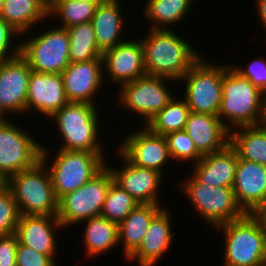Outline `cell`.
Returning a JSON list of instances; mask_svg holds the SVG:
<instances>
[{
	"label": "cell",
	"instance_id": "cell-1",
	"mask_svg": "<svg viewBox=\"0 0 266 266\" xmlns=\"http://www.w3.org/2000/svg\"><path fill=\"white\" fill-rule=\"evenodd\" d=\"M146 74L181 82L202 57L187 40L173 29H150L141 39Z\"/></svg>",
	"mask_w": 266,
	"mask_h": 266
},
{
	"label": "cell",
	"instance_id": "cell-2",
	"mask_svg": "<svg viewBox=\"0 0 266 266\" xmlns=\"http://www.w3.org/2000/svg\"><path fill=\"white\" fill-rule=\"evenodd\" d=\"M264 103L263 92L232 65L222 66V100L218 117L230 132L263 124Z\"/></svg>",
	"mask_w": 266,
	"mask_h": 266
},
{
	"label": "cell",
	"instance_id": "cell-3",
	"mask_svg": "<svg viewBox=\"0 0 266 266\" xmlns=\"http://www.w3.org/2000/svg\"><path fill=\"white\" fill-rule=\"evenodd\" d=\"M224 234L223 266H266V232L254 214L215 227Z\"/></svg>",
	"mask_w": 266,
	"mask_h": 266
},
{
	"label": "cell",
	"instance_id": "cell-4",
	"mask_svg": "<svg viewBox=\"0 0 266 266\" xmlns=\"http://www.w3.org/2000/svg\"><path fill=\"white\" fill-rule=\"evenodd\" d=\"M21 215L57 216L56 197L50 172L40 160L34 167L18 172L6 181Z\"/></svg>",
	"mask_w": 266,
	"mask_h": 266
},
{
	"label": "cell",
	"instance_id": "cell-5",
	"mask_svg": "<svg viewBox=\"0 0 266 266\" xmlns=\"http://www.w3.org/2000/svg\"><path fill=\"white\" fill-rule=\"evenodd\" d=\"M98 110L95 104L68 102L50 117V120L52 118L57 123V130L64 141L60 149L99 152L102 156L105 155L98 139Z\"/></svg>",
	"mask_w": 266,
	"mask_h": 266
},
{
	"label": "cell",
	"instance_id": "cell-6",
	"mask_svg": "<svg viewBox=\"0 0 266 266\" xmlns=\"http://www.w3.org/2000/svg\"><path fill=\"white\" fill-rule=\"evenodd\" d=\"M47 150L42 146L41 161L48 166L58 199L84 185L106 166L105 158L99 152L62 149L57 151L50 166L47 165L49 161Z\"/></svg>",
	"mask_w": 266,
	"mask_h": 266
},
{
	"label": "cell",
	"instance_id": "cell-7",
	"mask_svg": "<svg viewBox=\"0 0 266 266\" xmlns=\"http://www.w3.org/2000/svg\"><path fill=\"white\" fill-rule=\"evenodd\" d=\"M186 180L180 182L181 190L192 203L196 213L198 212L205 222L214 226L213 228L239 219L245 214L235 200L232 187L204 184L193 174Z\"/></svg>",
	"mask_w": 266,
	"mask_h": 266
},
{
	"label": "cell",
	"instance_id": "cell-8",
	"mask_svg": "<svg viewBox=\"0 0 266 266\" xmlns=\"http://www.w3.org/2000/svg\"><path fill=\"white\" fill-rule=\"evenodd\" d=\"M114 181L106 166L91 180L59 199L57 218L63 229L100 216L108 189Z\"/></svg>",
	"mask_w": 266,
	"mask_h": 266
},
{
	"label": "cell",
	"instance_id": "cell-9",
	"mask_svg": "<svg viewBox=\"0 0 266 266\" xmlns=\"http://www.w3.org/2000/svg\"><path fill=\"white\" fill-rule=\"evenodd\" d=\"M201 57L181 79L190 111L218 116L222 100V65Z\"/></svg>",
	"mask_w": 266,
	"mask_h": 266
},
{
	"label": "cell",
	"instance_id": "cell-10",
	"mask_svg": "<svg viewBox=\"0 0 266 266\" xmlns=\"http://www.w3.org/2000/svg\"><path fill=\"white\" fill-rule=\"evenodd\" d=\"M26 40L21 43L20 55L32 71L61 74L69 65L70 39L66 28L48 29Z\"/></svg>",
	"mask_w": 266,
	"mask_h": 266
},
{
	"label": "cell",
	"instance_id": "cell-11",
	"mask_svg": "<svg viewBox=\"0 0 266 266\" xmlns=\"http://www.w3.org/2000/svg\"><path fill=\"white\" fill-rule=\"evenodd\" d=\"M13 122L0 123V175L5 181L41 160L42 146Z\"/></svg>",
	"mask_w": 266,
	"mask_h": 266
},
{
	"label": "cell",
	"instance_id": "cell-12",
	"mask_svg": "<svg viewBox=\"0 0 266 266\" xmlns=\"http://www.w3.org/2000/svg\"><path fill=\"white\" fill-rule=\"evenodd\" d=\"M174 79L145 75L135 81L120 86L118 95L120 104L128 111L139 114L144 126L161 111L173 98L167 81ZM136 112V113H135Z\"/></svg>",
	"mask_w": 266,
	"mask_h": 266
},
{
	"label": "cell",
	"instance_id": "cell-13",
	"mask_svg": "<svg viewBox=\"0 0 266 266\" xmlns=\"http://www.w3.org/2000/svg\"><path fill=\"white\" fill-rule=\"evenodd\" d=\"M122 141L118 152L130 163L154 169L164 175L163 167L169 162L168 159H171L164 136L155 134L144 126L130 133Z\"/></svg>",
	"mask_w": 266,
	"mask_h": 266
},
{
	"label": "cell",
	"instance_id": "cell-14",
	"mask_svg": "<svg viewBox=\"0 0 266 266\" xmlns=\"http://www.w3.org/2000/svg\"><path fill=\"white\" fill-rule=\"evenodd\" d=\"M103 70L102 58L70 62L61 73L68 101L96 104L93 98L101 91L106 79Z\"/></svg>",
	"mask_w": 266,
	"mask_h": 266
},
{
	"label": "cell",
	"instance_id": "cell-15",
	"mask_svg": "<svg viewBox=\"0 0 266 266\" xmlns=\"http://www.w3.org/2000/svg\"><path fill=\"white\" fill-rule=\"evenodd\" d=\"M103 70L110 82L123 85L146 75L141 40H125L102 53Z\"/></svg>",
	"mask_w": 266,
	"mask_h": 266
},
{
	"label": "cell",
	"instance_id": "cell-16",
	"mask_svg": "<svg viewBox=\"0 0 266 266\" xmlns=\"http://www.w3.org/2000/svg\"><path fill=\"white\" fill-rule=\"evenodd\" d=\"M123 165L120 169L110 168L114 182L131 195L139 204H158L159 190L163 174L130 163L122 154ZM125 164V165H124Z\"/></svg>",
	"mask_w": 266,
	"mask_h": 266
},
{
	"label": "cell",
	"instance_id": "cell-17",
	"mask_svg": "<svg viewBox=\"0 0 266 266\" xmlns=\"http://www.w3.org/2000/svg\"><path fill=\"white\" fill-rule=\"evenodd\" d=\"M28 62L21 56L0 65V102L7 113L26 114V100L31 76Z\"/></svg>",
	"mask_w": 266,
	"mask_h": 266
},
{
	"label": "cell",
	"instance_id": "cell-18",
	"mask_svg": "<svg viewBox=\"0 0 266 266\" xmlns=\"http://www.w3.org/2000/svg\"><path fill=\"white\" fill-rule=\"evenodd\" d=\"M61 74L31 71L26 114L37 110L48 119L68 103Z\"/></svg>",
	"mask_w": 266,
	"mask_h": 266
},
{
	"label": "cell",
	"instance_id": "cell-19",
	"mask_svg": "<svg viewBox=\"0 0 266 266\" xmlns=\"http://www.w3.org/2000/svg\"><path fill=\"white\" fill-rule=\"evenodd\" d=\"M232 188L243 212L253 214L266 201V165L238 158Z\"/></svg>",
	"mask_w": 266,
	"mask_h": 266
},
{
	"label": "cell",
	"instance_id": "cell-20",
	"mask_svg": "<svg viewBox=\"0 0 266 266\" xmlns=\"http://www.w3.org/2000/svg\"><path fill=\"white\" fill-rule=\"evenodd\" d=\"M62 228L57 216L20 215L16 234L22 245L44 255H56L55 234Z\"/></svg>",
	"mask_w": 266,
	"mask_h": 266
},
{
	"label": "cell",
	"instance_id": "cell-21",
	"mask_svg": "<svg viewBox=\"0 0 266 266\" xmlns=\"http://www.w3.org/2000/svg\"><path fill=\"white\" fill-rule=\"evenodd\" d=\"M184 130L202 156L222 150L230 141V131L216 115L190 111Z\"/></svg>",
	"mask_w": 266,
	"mask_h": 266
},
{
	"label": "cell",
	"instance_id": "cell-22",
	"mask_svg": "<svg viewBox=\"0 0 266 266\" xmlns=\"http://www.w3.org/2000/svg\"><path fill=\"white\" fill-rule=\"evenodd\" d=\"M163 208L152 220L137 251L128 259L135 260L138 266H154L171 247V214ZM170 214V215H169Z\"/></svg>",
	"mask_w": 266,
	"mask_h": 266
},
{
	"label": "cell",
	"instance_id": "cell-23",
	"mask_svg": "<svg viewBox=\"0 0 266 266\" xmlns=\"http://www.w3.org/2000/svg\"><path fill=\"white\" fill-rule=\"evenodd\" d=\"M238 155L228 144L222 150L204 155L193 166L192 174L204 184L215 187H233Z\"/></svg>",
	"mask_w": 266,
	"mask_h": 266
},
{
	"label": "cell",
	"instance_id": "cell-24",
	"mask_svg": "<svg viewBox=\"0 0 266 266\" xmlns=\"http://www.w3.org/2000/svg\"><path fill=\"white\" fill-rule=\"evenodd\" d=\"M162 209L158 204H138L118 225L119 244H122L127 260L137 251L151 220Z\"/></svg>",
	"mask_w": 266,
	"mask_h": 266
},
{
	"label": "cell",
	"instance_id": "cell-25",
	"mask_svg": "<svg viewBox=\"0 0 266 266\" xmlns=\"http://www.w3.org/2000/svg\"><path fill=\"white\" fill-rule=\"evenodd\" d=\"M119 1L108 0L99 4L91 21L98 48L102 53L125 41V38L122 40L120 37L123 36L121 32L124 20Z\"/></svg>",
	"mask_w": 266,
	"mask_h": 266
},
{
	"label": "cell",
	"instance_id": "cell-26",
	"mask_svg": "<svg viewBox=\"0 0 266 266\" xmlns=\"http://www.w3.org/2000/svg\"><path fill=\"white\" fill-rule=\"evenodd\" d=\"M0 17L17 31L27 34L49 17V0H4Z\"/></svg>",
	"mask_w": 266,
	"mask_h": 266
},
{
	"label": "cell",
	"instance_id": "cell-27",
	"mask_svg": "<svg viewBox=\"0 0 266 266\" xmlns=\"http://www.w3.org/2000/svg\"><path fill=\"white\" fill-rule=\"evenodd\" d=\"M86 222L83 242L87 256H100L119 244L118 224L102 216L92 217Z\"/></svg>",
	"mask_w": 266,
	"mask_h": 266
},
{
	"label": "cell",
	"instance_id": "cell-28",
	"mask_svg": "<svg viewBox=\"0 0 266 266\" xmlns=\"http://www.w3.org/2000/svg\"><path fill=\"white\" fill-rule=\"evenodd\" d=\"M237 129V132H230L229 144L235 149L238 158L266 165V125Z\"/></svg>",
	"mask_w": 266,
	"mask_h": 266
},
{
	"label": "cell",
	"instance_id": "cell-29",
	"mask_svg": "<svg viewBox=\"0 0 266 266\" xmlns=\"http://www.w3.org/2000/svg\"><path fill=\"white\" fill-rule=\"evenodd\" d=\"M193 1L147 0L143 14L148 21L150 20L151 29H168L171 27L170 25L184 20L192 7L191 5H193Z\"/></svg>",
	"mask_w": 266,
	"mask_h": 266
},
{
	"label": "cell",
	"instance_id": "cell-30",
	"mask_svg": "<svg viewBox=\"0 0 266 266\" xmlns=\"http://www.w3.org/2000/svg\"><path fill=\"white\" fill-rule=\"evenodd\" d=\"M189 112L190 108L185 99L178 100L174 96L145 126L151 132L162 136L184 130Z\"/></svg>",
	"mask_w": 266,
	"mask_h": 266
},
{
	"label": "cell",
	"instance_id": "cell-31",
	"mask_svg": "<svg viewBox=\"0 0 266 266\" xmlns=\"http://www.w3.org/2000/svg\"><path fill=\"white\" fill-rule=\"evenodd\" d=\"M70 47V62H83L96 58H102L99 50L92 22L82 23L67 28Z\"/></svg>",
	"mask_w": 266,
	"mask_h": 266
},
{
	"label": "cell",
	"instance_id": "cell-32",
	"mask_svg": "<svg viewBox=\"0 0 266 266\" xmlns=\"http://www.w3.org/2000/svg\"><path fill=\"white\" fill-rule=\"evenodd\" d=\"M97 5L84 0H49V17H58L60 27L91 22Z\"/></svg>",
	"mask_w": 266,
	"mask_h": 266
},
{
	"label": "cell",
	"instance_id": "cell-33",
	"mask_svg": "<svg viewBox=\"0 0 266 266\" xmlns=\"http://www.w3.org/2000/svg\"><path fill=\"white\" fill-rule=\"evenodd\" d=\"M139 203L114 181L111 183L100 216L120 224Z\"/></svg>",
	"mask_w": 266,
	"mask_h": 266
},
{
	"label": "cell",
	"instance_id": "cell-34",
	"mask_svg": "<svg viewBox=\"0 0 266 266\" xmlns=\"http://www.w3.org/2000/svg\"><path fill=\"white\" fill-rule=\"evenodd\" d=\"M168 146V152L172 160L184 162L192 161L196 164L203 156L197 151L194 141L185 130L172 132L164 136Z\"/></svg>",
	"mask_w": 266,
	"mask_h": 266
},
{
	"label": "cell",
	"instance_id": "cell-35",
	"mask_svg": "<svg viewBox=\"0 0 266 266\" xmlns=\"http://www.w3.org/2000/svg\"><path fill=\"white\" fill-rule=\"evenodd\" d=\"M20 215L13 193L5 185L0 189V236L16 233Z\"/></svg>",
	"mask_w": 266,
	"mask_h": 266
},
{
	"label": "cell",
	"instance_id": "cell-36",
	"mask_svg": "<svg viewBox=\"0 0 266 266\" xmlns=\"http://www.w3.org/2000/svg\"><path fill=\"white\" fill-rule=\"evenodd\" d=\"M19 35H21L19 31L0 17V58L3 61L13 59L20 55L21 42L17 43L18 45L16 43L15 45L12 44L15 41L14 38Z\"/></svg>",
	"mask_w": 266,
	"mask_h": 266
},
{
	"label": "cell",
	"instance_id": "cell-37",
	"mask_svg": "<svg viewBox=\"0 0 266 266\" xmlns=\"http://www.w3.org/2000/svg\"><path fill=\"white\" fill-rule=\"evenodd\" d=\"M56 255H44L22 245L19 241L16 248V266H56Z\"/></svg>",
	"mask_w": 266,
	"mask_h": 266
},
{
	"label": "cell",
	"instance_id": "cell-38",
	"mask_svg": "<svg viewBox=\"0 0 266 266\" xmlns=\"http://www.w3.org/2000/svg\"><path fill=\"white\" fill-rule=\"evenodd\" d=\"M253 60L246 68H243V66H233V68L266 94V59L261 57Z\"/></svg>",
	"mask_w": 266,
	"mask_h": 266
},
{
	"label": "cell",
	"instance_id": "cell-39",
	"mask_svg": "<svg viewBox=\"0 0 266 266\" xmlns=\"http://www.w3.org/2000/svg\"><path fill=\"white\" fill-rule=\"evenodd\" d=\"M16 233L0 236V266H16Z\"/></svg>",
	"mask_w": 266,
	"mask_h": 266
},
{
	"label": "cell",
	"instance_id": "cell-40",
	"mask_svg": "<svg viewBox=\"0 0 266 266\" xmlns=\"http://www.w3.org/2000/svg\"><path fill=\"white\" fill-rule=\"evenodd\" d=\"M256 11L258 12V17L260 22L265 26L266 29V0H256Z\"/></svg>",
	"mask_w": 266,
	"mask_h": 266
},
{
	"label": "cell",
	"instance_id": "cell-41",
	"mask_svg": "<svg viewBox=\"0 0 266 266\" xmlns=\"http://www.w3.org/2000/svg\"><path fill=\"white\" fill-rule=\"evenodd\" d=\"M253 214L259 219L266 232V201Z\"/></svg>",
	"mask_w": 266,
	"mask_h": 266
},
{
	"label": "cell",
	"instance_id": "cell-42",
	"mask_svg": "<svg viewBox=\"0 0 266 266\" xmlns=\"http://www.w3.org/2000/svg\"><path fill=\"white\" fill-rule=\"evenodd\" d=\"M6 114H8V113L5 111V109L3 108V106L1 105V102H0V123L10 121V120H8V118L6 119V117H5Z\"/></svg>",
	"mask_w": 266,
	"mask_h": 266
},
{
	"label": "cell",
	"instance_id": "cell-43",
	"mask_svg": "<svg viewBox=\"0 0 266 266\" xmlns=\"http://www.w3.org/2000/svg\"><path fill=\"white\" fill-rule=\"evenodd\" d=\"M89 3H95L97 6L102 3H106L108 0H84Z\"/></svg>",
	"mask_w": 266,
	"mask_h": 266
},
{
	"label": "cell",
	"instance_id": "cell-44",
	"mask_svg": "<svg viewBox=\"0 0 266 266\" xmlns=\"http://www.w3.org/2000/svg\"><path fill=\"white\" fill-rule=\"evenodd\" d=\"M263 124L266 125V94H265V103H264V118H263Z\"/></svg>",
	"mask_w": 266,
	"mask_h": 266
},
{
	"label": "cell",
	"instance_id": "cell-45",
	"mask_svg": "<svg viewBox=\"0 0 266 266\" xmlns=\"http://www.w3.org/2000/svg\"><path fill=\"white\" fill-rule=\"evenodd\" d=\"M6 185V181L3 179V177L0 175V189L3 188Z\"/></svg>",
	"mask_w": 266,
	"mask_h": 266
},
{
	"label": "cell",
	"instance_id": "cell-46",
	"mask_svg": "<svg viewBox=\"0 0 266 266\" xmlns=\"http://www.w3.org/2000/svg\"><path fill=\"white\" fill-rule=\"evenodd\" d=\"M3 1H4V0H0V8H1L2 4H3Z\"/></svg>",
	"mask_w": 266,
	"mask_h": 266
}]
</instances>
